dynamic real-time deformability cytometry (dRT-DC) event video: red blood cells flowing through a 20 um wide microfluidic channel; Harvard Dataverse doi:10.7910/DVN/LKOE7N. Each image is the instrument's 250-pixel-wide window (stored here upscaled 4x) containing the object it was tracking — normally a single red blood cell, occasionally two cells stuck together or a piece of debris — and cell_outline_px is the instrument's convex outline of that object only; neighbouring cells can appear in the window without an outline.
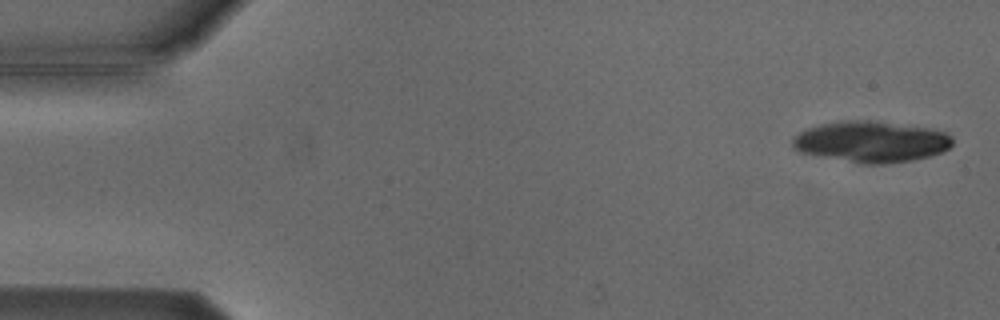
{"species": "Egyptian fruit bat (a non-hibernating species)", "species_latin": "Rousettus aegyptiacus", "temperature_condition": "cold", "stored_images_in_passage": 6, "camera_frame_rate_fps": 3000, "um_per_image_px": 0.085, "animal": {"sex": "male"}, "frame": {"image": 1, "passage_image": 1, "time_ms": 0.0, "image_size_px": [1000, 320], "cell_outline_px": [[952, 144], [948, 148], [940, 152], [928, 156], [912, 160], [884, 164], [864, 164], [800, 152], [792, 148], [792, 140], [800, 132], [808, 128], [820, 124], [848, 120], [868, 120], [932, 128], [948, 132], [952, 136]], "centroid_in_image_um": [74.07, 12.04], "position_along_channel_um": 10.9, "area_um2": 38.15}}